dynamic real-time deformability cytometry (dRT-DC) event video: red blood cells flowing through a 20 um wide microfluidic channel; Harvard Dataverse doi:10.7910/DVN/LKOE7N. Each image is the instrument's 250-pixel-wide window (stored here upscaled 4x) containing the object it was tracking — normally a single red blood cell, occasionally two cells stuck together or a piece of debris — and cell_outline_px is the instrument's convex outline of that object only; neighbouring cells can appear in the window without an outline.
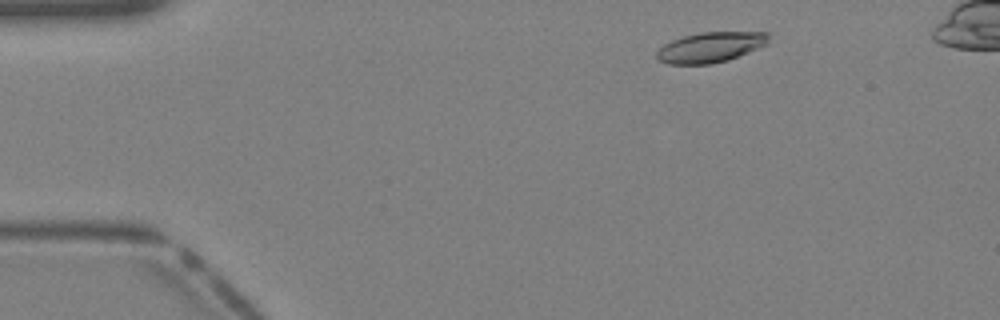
{"species": "Egyptian fruit bat (a non-hibernating species)", "species_latin": "Rousettus aegyptiacus", "temperature_condition": "warm", "stored_images_in_passage": 37, "camera_frame_rate_fps": 3000, "um_per_image_px": 0.085, "animal": {"sex": "female"}, "frame": {"image": 1, "passage_image": 4, "time_ms": 1.0, "image_size_px": [1000, 320], "cell_outline_px": [[768, 44], [728, 60], [712, 64], [668, 64], [656, 60], [656, 52], [664, 44], [672, 40], [684, 36], [700, 32], [768, 32]], "centroid_in_image_um": [60.36, 4.02], "position_along_channel_um": 24.6, "area_um2": 19.77}}
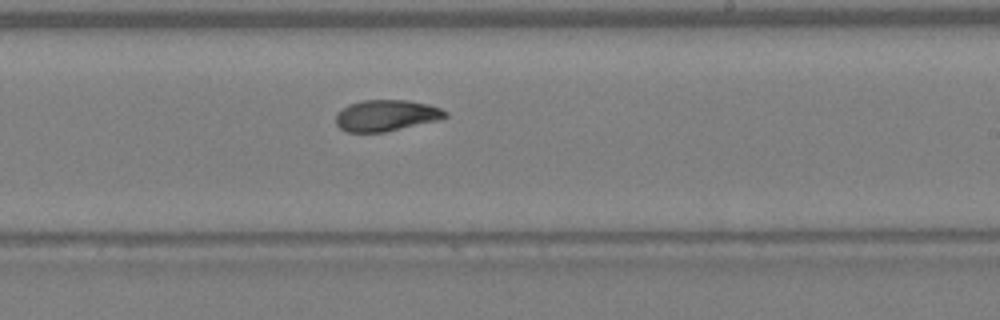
{"frame": {"image": 2, "passage_image": 22, "time_ms": 7.0, "image_size_px": [1000, 320], "cell_outline_px": [[448, 116], [440, 120], [384, 132], [348, 132], [340, 128], [336, 124], [336, 116], [348, 104], [364, 100], [408, 100], [428, 104], [440, 108], [448, 112]], "centroid_in_image_um": [32.87, 9.81], "position_along_channel_um": 256.1, "area_um2": 19.88}}
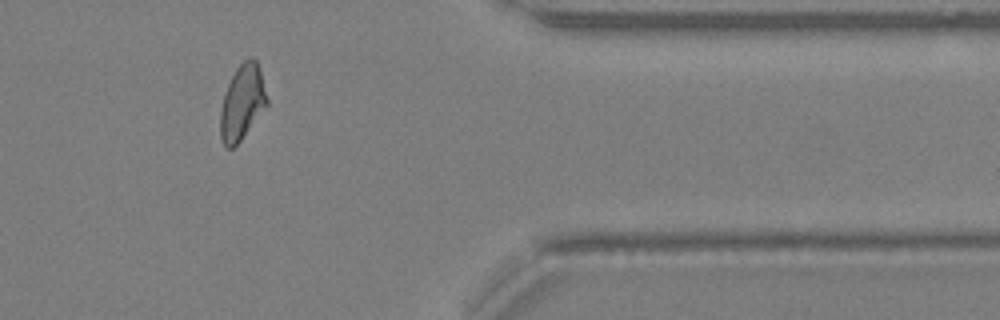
{"frame": {"image": 3, "passage_image": 31, "time_ms": 10.0, "image_size_px": [1000, 320], "cell_outline_px": [[268, 104], [240, 140], [232, 148], [224, 148], [220, 136], [220, 108], [224, 92], [236, 68], [244, 60], [256, 60], [260, 68], [268, 100]], "centroid_in_image_um": [20.57, 8.72], "position_along_channel_um": 390.8, "area_um2": 20.23}}